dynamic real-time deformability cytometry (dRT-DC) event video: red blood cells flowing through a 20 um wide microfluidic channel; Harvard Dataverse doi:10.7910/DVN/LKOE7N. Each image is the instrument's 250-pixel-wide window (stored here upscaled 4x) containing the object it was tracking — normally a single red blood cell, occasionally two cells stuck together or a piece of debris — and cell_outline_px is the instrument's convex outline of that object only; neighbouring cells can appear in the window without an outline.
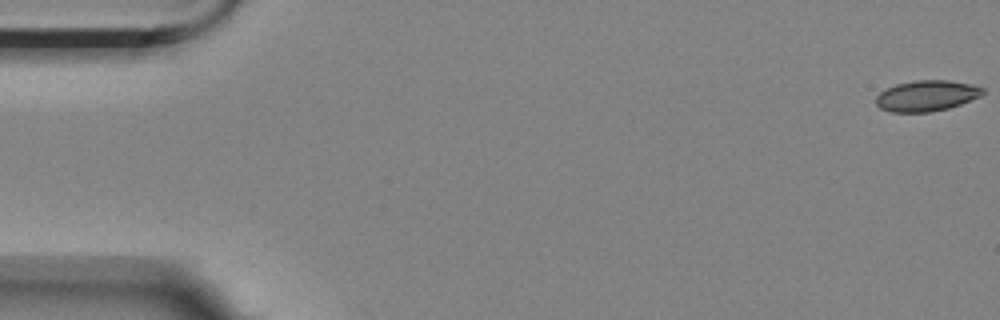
{"species": "Egyptian fruit bat (a non-hibernating species)", "species_latin": "Rousettus aegyptiacus", "temperature_condition": "room temperature", "stored_images_in_passage": 8, "camera_frame_rate_fps": 3000, "um_per_image_px": 0.085, "animal": {"sex": "female"}, "frame": {"image": 1, "passage_image": 1, "time_ms": 0.0, "image_size_px": [1000, 320], "cell_outline_px": [[984, 92], [980, 96], [960, 104], [948, 108], [932, 112], [892, 112], [880, 108], [876, 104], [876, 96], [880, 92], [896, 84], [916, 80], [948, 80], [972, 84], [984, 88]], "centroid_in_image_um": [78.76, 8.14], "position_along_channel_um": 6.2, "area_um2": 19.13}}